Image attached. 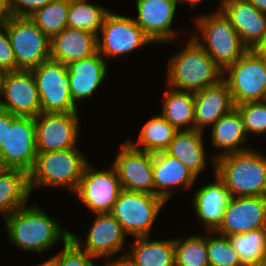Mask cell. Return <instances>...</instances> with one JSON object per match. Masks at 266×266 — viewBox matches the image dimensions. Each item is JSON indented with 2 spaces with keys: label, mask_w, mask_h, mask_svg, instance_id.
<instances>
[{
  "label": "cell",
  "mask_w": 266,
  "mask_h": 266,
  "mask_svg": "<svg viewBox=\"0 0 266 266\" xmlns=\"http://www.w3.org/2000/svg\"><path fill=\"white\" fill-rule=\"evenodd\" d=\"M214 168L231 197H266V157L259 152L249 148L219 156Z\"/></svg>",
  "instance_id": "1"
},
{
  "label": "cell",
  "mask_w": 266,
  "mask_h": 266,
  "mask_svg": "<svg viewBox=\"0 0 266 266\" xmlns=\"http://www.w3.org/2000/svg\"><path fill=\"white\" fill-rule=\"evenodd\" d=\"M21 207L5 218L7 234L13 244L31 252H44L58 243L70 239V232L60 228L58 222L48 217L37 206Z\"/></svg>",
  "instance_id": "2"
},
{
  "label": "cell",
  "mask_w": 266,
  "mask_h": 266,
  "mask_svg": "<svg viewBox=\"0 0 266 266\" xmlns=\"http://www.w3.org/2000/svg\"><path fill=\"white\" fill-rule=\"evenodd\" d=\"M168 64V85L191 93L217 83L225 75L193 37Z\"/></svg>",
  "instance_id": "3"
},
{
  "label": "cell",
  "mask_w": 266,
  "mask_h": 266,
  "mask_svg": "<svg viewBox=\"0 0 266 266\" xmlns=\"http://www.w3.org/2000/svg\"><path fill=\"white\" fill-rule=\"evenodd\" d=\"M88 164L78 148L37 153L33 168L28 174L29 188L35 186H66L76 191Z\"/></svg>",
  "instance_id": "4"
},
{
  "label": "cell",
  "mask_w": 266,
  "mask_h": 266,
  "mask_svg": "<svg viewBox=\"0 0 266 266\" xmlns=\"http://www.w3.org/2000/svg\"><path fill=\"white\" fill-rule=\"evenodd\" d=\"M196 23L206 44L200 41L198 34L192 37L223 71L248 50L220 9L211 15L198 17Z\"/></svg>",
  "instance_id": "5"
},
{
  "label": "cell",
  "mask_w": 266,
  "mask_h": 266,
  "mask_svg": "<svg viewBox=\"0 0 266 266\" xmlns=\"http://www.w3.org/2000/svg\"><path fill=\"white\" fill-rule=\"evenodd\" d=\"M165 201L154 194L122 189L110 214L126 234L149 237L150 229Z\"/></svg>",
  "instance_id": "6"
},
{
  "label": "cell",
  "mask_w": 266,
  "mask_h": 266,
  "mask_svg": "<svg viewBox=\"0 0 266 266\" xmlns=\"http://www.w3.org/2000/svg\"><path fill=\"white\" fill-rule=\"evenodd\" d=\"M225 72L229 74L225 80L235 106L266 100V60L253 49H248Z\"/></svg>",
  "instance_id": "7"
},
{
  "label": "cell",
  "mask_w": 266,
  "mask_h": 266,
  "mask_svg": "<svg viewBox=\"0 0 266 266\" xmlns=\"http://www.w3.org/2000/svg\"><path fill=\"white\" fill-rule=\"evenodd\" d=\"M15 70H32L51 59L50 38L29 18L13 16L7 24Z\"/></svg>",
  "instance_id": "8"
},
{
  "label": "cell",
  "mask_w": 266,
  "mask_h": 266,
  "mask_svg": "<svg viewBox=\"0 0 266 266\" xmlns=\"http://www.w3.org/2000/svg\"><path fill=\"white\" fill-rule=\"evenodd\" d=\"M40 98L41 112L77 113L71 98L67 65L49 59L32 69Z\"/></svg>",
  "instance_id": "9"
},
{
  "label": "cell",
  "mask_w": 266,
  "mask_h": 266,
  "mask_svg": "<svg viewBox=\"0 0 266 266\" xmlns=\"http://www.w3.org/2000/svg\"><path fill=\"white\" fill-rule=\"evenodd\" d=\"M37 156L36 124L33 117L11 114L0 153V169H18L29 172Z\"/></svg>",
  "instance_id": "10"
},
{
  "label": "cell",
  "mask_w": 266,
  "mask_h": 266,
  "mask_svg": "<svg viewBox=\"0 0 266 266\" xmlns=\"http://www.w3.org/2000/svg\"><path fill=\"white\" fill-rule=\"evenodd\" d=\"M103 38L97 37V51L103 56L115 57L143 47L151 39L133 18L108 12L100 30Z\"/></svg>",
  "instance_id": "11"
},
{
  "label": "cell",
  "mask_w": 266,
  "mask_h": 266,
  "mask_svg": "<svg viewBox=\"0 0 266 266\" xmlns=\"http://www.w3.org/2000/svg\"><path fill=\"white\" fill-rule=\"evenodd\" d=\"M121 190L114 166L107 171H98L88 163L75 193L93 213H110Z\"/></svg>",
  "instance_id": "12"
},
{
  "label": "cell",
  "mask_w": 266,
  "mask_h": 266,
  "mask_svg": "<svg viewBox=\"0 0 266 266\" xmlns=\"http://www.w3.org/2000/svg\"><path fill=\"white\" fill-rule=\"evenodd\" d=\"M37 153L76 148L79 131L77 113H45L34 118Z\"/></svg>",
  "instance_id": "13"
},
{
  "label": "cell",
  "mask_w": 266,
  "mask_h": 266,
  "mask_svg": "<svg viewBox=\"0 0 266 266\" xmlns=\"http://www.w3.org/2000/svg\"><path fill=\"white\" fill-rule=\"evenodd\" d=\"M0 108L14 116L33 117L41 113L40 98L32 70L7 71Z\"/></svg>",
  "instance_id": "14"
},
{
  "label": "cell",
  "mask_w": 266,
  "mask_h": 266,
  "mask_svg": "<svg viewBox=\"0 0 266 266\" xmlns=\"http://www.w3.org/2000/svg\"><path fill=\"white\" fill-rule=\"evenodd\" d=\"M266 228V197H231L220 225L209 232L225 236Z\"/></svg>",
  "instance_id": "15"
},
{
  "label": "cell",
  "mask_w": 266,
  "mask_h": 266,
  "mask_svg": "<svg viewBox=\"0 0 266 266\" xmlns=\"http://www.w3.org/2000/svg\"><path fill=\"white\" fill-rule=\"evenodd\" d=\"M115 167L122 189L154 194V153L134 148L129 142L121 145Z\"/></svg>",
  "instance_id": "16"
},
{
  "label": "cell",
  "mask_w": 266,
  "mask_h": 266,
  "mask_svg": "<svg viewBox=\"0 0 266 266\" xmlns=\"http://www.w3.org/2000/svg\"><path fill=\"white\" fill-rule=\"evenodd\" d=\"M87 235L86 244H81L72 232H70V239L77 246L82 245L84 247L82 250L97 259L98 257L108 258L122 250L127 234L110 213H96V220Z\"/></svg>",
  "instance_id": "17"
},
{
  "label": "cell",
  "mask_w": 266,
  "mask_h": 266,
  "mask_svg": "<svg viewBox=\"0 0 266 266\" xmlns=\"http://www.w3.org/2000/svg\"><path fill=\"white\" fill-rule=\"evenodd\" d=\"M177 0H136L137 25L152 42H170L176 37L171 29Z\"/></svg>",
  "instance_id": "18"
},
{
  "label": "cell",
  "mask_w": 266,
  "mask_h": 266,
  "mask_svg": "<svg viewBox=\"0 0 266 266\" xmlns=\"http://www.w3.org/2000/svg\"><path fill=\"white\" fill-rule=\"evenodd\" d=\"M220 10L248 49H253L266 34V13L257 10L248 0H222Z\"/></svg>",
  "instance_id": "19"
},
{
  "label": "cell",
  "mask_w": 266,
  "mask_h": 266,
  "mask_svg": "<svg viewBox=\"0 0 266 266\" xmlns=\"http://www.w3.org/2000/svg\"><path fill=\"white\" fill-rule=\"evenodd\" d=\"M234 108L229 86L223 77L217 83L194 93V130L203 132L205 125H213Z\"/></svg>",
  "instance_id": "20"
},
{
  "label": "cell",
  "mask_w": 266,
  "mask_h": 266,
  "mask_svg": "<svg viewBox=\"0 0 266 266\" xmlns=\"http://www.w3.org/2000/svg\"><path fill=\"white\" fill-rule=\"evenodd\" d=\"M97 35L76 28H64L50 38L52 60L68 65L97 52Z\"/></svg>",
  "instance_id": "21"
},
{
  "label": "cell",
  "mask_w": 266,
  "mask_h": 266,
  "mask_svg": "<svg viewBox=\"0 0 266 266\" xmlns=\"http://www.w3.org/2000/svg\"><path fill=\"white\" fill-rule=\"evenodd\" d=\"M67 69L71 98L75 104L91 96L107 73L105 60L98 51L90 57L69 63Z\"/></svg>",
  "instance_id": "22"
},
{
  "label": "cell",
  "mask_w": 266,
  "mask_h": 266,
  "mask_svg": "<svg viewBox=\"0 0 266 266\" xmlns=\"http://www.w3.org/2000/svg\"><path fill=\"white\" fill-rule=\"evenodd\" d=\"M154 195L161 197L165 202L171 192L170 187L185 185L189 188L196 176L177 158L165 151L154 154L153 164Z\"/></svg>",
  "instance_id": "23"
},
{
  "label": "cell",
  "mask_w": 266,
  "mask_h": 266,
  "mask_svg": "<svg viewBox=\"0 0 266 266\" xmlns=\"http://www.w3.org/2000/svg\"><path fill=\"white\" fill-rule=\"evenodd\" d=\"M215 177V182L202 186L194 198L195 213L210 231H214L220 225L231 198L224 183L216 175Z\"/></svg>",
  "instance_id": "24"
},
{
  "label": "cell",
  "mask_w": 266,
  "mask_h": 266,
  "mask_svg": "<svg viewBox=\"0 0 266 266\" xmlns=\"http://www.w3.org/2000/svg\"><path fill=\"white\" fill-rule=\"evenodd\" d=\"M136 239L131 244L132 252L116 260H124L130 266H175L174 239L151 242L148 236Z\"/></svg>",
  "instance_id": "25"
},
{
  "label": "cell",
  "mask_w": 266,
  "mask_h": 266,
  "mask_svg": "<svg viewBox=\"0 0 266 266\" xmlns=\"http://www.w3.org/2000/svg\"><path fill=\"white\" fill-rule=\"evenodd\" d=\"M30 193L27 172L18 169H0V212L4 219L25 206Z\"/></svg>",
  "instance_id": "26"
},
{
  "label": "cell",
  "mask_w": 266,
  "mask_h": 266,
  "mask_svg": "<svg viewBox=\"0 0 266 266\" xmlns=\"http://www.w3.org/2000/svg\"><path fill=\"white\" fill-rule=\"evenodd\" d=\"M201 131H178L165 150L167 154L181 161L196 177L206 164Z\"/></svg>",
  "instance_id": "27"
},
{
  "label": "cell",
  "mask_w": 266,
  "mask_h": 266,
  "mask_svg": "<svg viewBox=\"0 0 266 266\" xmlns=\"http://www.w3.org/2000/svg\"><path fill=\"white\" fill-rule=\"evenodd\" d=\"M211 138L214 147L226 149L225 152L213 156V163H215V159L219 156L249 150L238 146L245 143L247 135L242 119L235 108L212 125Z\"/></svg>",
  "instance_id": "28"
},
{
  "label": "cell",
  "mask_w": 266,
  "mask_h": 266,
  "mask_svg": "<svg viewBox=\"0 0 266 266\" xmlns=\"http://www.w3.org/2000/svg\"><path fill=\"white\" fill-rule=\"evenodd\" d=\"M161 115L177 130L186 125L183 131L194 130V93L169 88L165 92ZM191 123V124H190Z\"/></svg>",
  "instance_id": "29"
},
{
  "label": "cell",
  "mask_w": 266,
  "mask_h": 266,
  "mask_svg": "<svg viewBox=\"0 0 266 266\" xmlns=\"http://www.w3.org/2000/svg\"><path fill=\"white\" fill-rule=\"evenodd\" d=\"M178 131L162 116L152 117L144 124L137 144L128 141L134 148L149 153L165 151ZM139 145L143 146L141 149Z\"/></svg>",
  "instance_id": "30"
},
{
  "label": "cell",
  "mask_w": 266,
  "mask_h": 266,
  "mask_svg": "<svg viewBox=\"0 0 266 266\" xmlns=\"http://www.w3.org/2000/svg\"><path fill=\"white\" fill-rule=\"evenodd\" d=\"M227 237L243 266L266 262V228Z\"/></svg>",
  "instance_id": "31"
},
{
  "label": "cell",
  "mask_w": 266,
  "mask_h": 266,
  "mask_svg": "<svg viewBox=\"0 0 266 266\" xmlns=\"http://www.w3.org/2000/svg\"><path fill=\"white\" fill-rule=\"evenodd\" d=\"M109 10L86 0H70L67 27L88 31L98 36Z\"/></svg>",
  "instance_id": "32"
},
{
  "label": "cell",
  "mask_w": 266,
  "mask_h": 266,
  "mask_svg": "<svg viewBox=\"0 0 266 266\" xmlns=\"http://www.w3.org/2000/svg\"><path fill=\"white\" fill-rule=\"evenodd\" d=\"M70 0H52L29 18L49 37L67 28Z\"/></svg>",
  "instance_id": "33"
},
{
  "label": "cell",
  "mask_w": 266,
  "mask_h": 266,
  "mask_svg": "<svg viewBox=\"0 0 266 266\" xmlns=\"http://www.w3.org/2000/svg\"><path fill=\"white\" fill-rule=\"evenodd\" d=\"M175 266H210L207 236H192L183 242L174 240Z\"/></svg>",
  "instance_id": "34"
},
{
  "label": "cell",
  "mask_w": 266,
  "mask_h": 266,
  "mask_svg": "<svg viewBox=\"0 0 266 266\" xmlns=\"http://www.w3.org/2000/svg\"><path fill=\"white\" fill-rule=\"evenodd\" d=\"M207 252L210 266H243L229 239L225 235L207 236Z\"/></svg>",
  "instance_id": "35"
},
{
  "label": "cell",
  "mask_w": 266,
  "mask_h": 266,
  "mask_svg": "<svg viewBox=\"0 0 266 266\" xmlns=\"http://www.w3.org/2000/svg\"><path fill=\"white\" fill-rule=\"evenodd\" d=\"M235 109L242 119L246 134L266 132V100L242 103L236 105Z\"/></svg>",
  "instance_id": "36"
},
{
  "label": "cell",
  "mask_w": 266,
  "mask_h": 266,
  "mask_svg": "<svg viewBox=\"0 0 266 266\" xmlns=\"http://www.w3.org/2000/svg\"><path fill=\"white\" fill-rule=\"evenodd\" d=\"M53 258L55 266H97L91 261L95 257L82 250L71 239L64 243L63 250Z\"/></svg>",
  "instance_id": "37"
},
{
  "label": "cell",
  "mask_w": 266,
  "mask_h": 266,
  "mask_svg": "<svg viewBox=\"0 0 266 266\" xmlns=\"http://www.w3.org/2000/svg\"><path fill=\"white\" fill-rule=\"evenodd\" d=\"M0 68L6 72L15 71V55L5 25H0Z\"/></svg>",
  "instance_id": "38"
},
{
  "label": "cell",
  "mask_w": 266,
  "mask_h": 266,
  "mask_svg": "<svg viewBox=\"0 0 266 266\" xmlns=\"http://www.w3.org/2000/svg\"><path fill=\"white\" fill-rule=\"evenodd\" d=\"M52 0H9L13 16L29 17L36 10L44 7Z\"/></svg>",
  "instance_id": "39"
},
{
  "label": "cell",
  "mask_w": 266,
  "mask_h": 266,
  "mask_svg": "<svg viewBox=\"0 0 266 266\" xmlns=\"http://www.w3.org/2000/svg\"><path fill=\"white\" fill-rule=\"evenodd\" d=\"M7 126H11V113L6 109L0 108V153L2 141L5 139L7 133Z\"/></svg>",
  "instance_id": "40"
},
{
  "label": "cell",
  "mask_w": 266,
  "mask_h": 266,
  "mask_svg": "<svg viewBox=\"0 0 266 266\" xmlns=\"http://www.w3.org/2000/svg\"><path fill=\"white\" fill-rule=\"evenodd\" d=\"M13 17L9 0H0V25H5Z\"/></svg>",
  "instance_id": "41"
},
{
  "label": "cell",
  "mask_w": 266,
  "mask_h": 266,
  "mask_svg": "<svg viewBox=\"0 0 266 266\" xmlns=\"http://www.w3.org/2000/svg\"><path fill=\"white\" fill-rule=\"evenodd\" d=\"M253 50L266 60V34L263 38L256 44Z\"/></svg>",
  "instance_id": "42"
},
{
  "label": "cell",
  "mask_w": 266,
  "mask_h": 266,
  "mask_svg": "<svg viewBox=\"0 0 266 266\" xmlns=\"http://www.w3.org/2000/svg\"><path fill=\"white\" fill-rule=\"evenodd\" d=\"M257 10L266 13V0H248Z\"/></svg>",
  "instance_id": "43"
},
{
  "label": "cell",
  "mask_w": 266,
  "mask_h": 266,
  "mask_svg": "<svg viewBox=\"0 0 266 266\" xmlns=\"http://www.w3.org/2000/svg\"><path fill=\"white\" fill-rule=\"evenodd\" d=\"M106 266H130L128 263H126L124 260H108V263H106Z\"/></svg>",
  "instance_id": "44"
},
{
  "label": "cell",
  "mask_w": 266,
  "mask_h": 266,
  "mask_svg": "<svg viewBox=\"0 0 266 266\" xmlns=\"http://www.w3.org/2000/svg\"><path fill=\"white\" fill-rule=\"evenodd\" d=\"M6 76V71L3 68H0V95L3 91L4 79Z\"/></svg>",
  "instance_id": "45"
},
{
  "label": "cell",
  "mask_w": 266,
  "mask_h": 266,
  "mask_svg": "<svg viewBox=\"0 0 266 266\" xmlns=\"http://www.w3.org/2000/svg\"><path fill=\"white\" fill-rule=\"evenodd\" d=\"M38 266H55L54 258L52 257L49 260H46L44 263H42Z\"/></svg>",
  "instance_id": "46"
},
{
  "label": "cell",
  "mask_w": 266,
  "mask_h": 266,
  "mask_svg": "<svg viewBox=\"0 0 266 266\" xmlns=\"http://www.w3.org/2000/svg\"><path fill=\"white\" fill-rule=\"evenodd\" d=\"M184 1H185V2H187V1L190 2L191 7H195L196 4H197V3L199 4L200 1H202V0H177V3H178V2L181 3V2H184Z\"/></svg>",
  "instance_id": "47"
},
{
  "label": "cell",
  "mask_w": 266,
  "mask_h": 266,
  "mask_svg": "<svg viewBox=\"0 0 266 266\" xmlns=\"http://www.w3.org/2000/svg\"><path fill=\"white\" fill-rule=\"evenodd\" d=\"M251 266H266V262L261 263V264H257V265H251Z\"/></svg>",
  "instance_id": "48"
}]
</instances>
